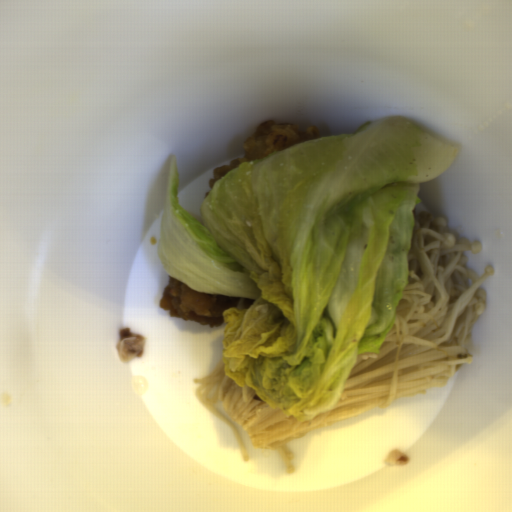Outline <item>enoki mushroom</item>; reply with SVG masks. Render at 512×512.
Returning <instances> with one entry per match:
<instances>
[{
    "label": "enoki mushroom",
    "mask_w": 512,
    "mask_h": 512,
    "mask_svg": "<svg viewBox=\"0 0 512 512\" xmlns=\"http://www.w3.org/2000/svg\"><path fill=\"white\" fill-rule=\"evenodd\" d=\"M482 240L457 237L443 218L413 213L407 285L395 318L376 353L356 356L352 372L332 407L298 421L269 406L227 376L224 359L202 378L197 398L234 434L245 464L250 460L237 423L256 448L283 455L293 474L292 443L316 429L433 391L460 367L472 365L470 332L485 311L483 282L495 270L477 273L465 266V253H480Z\"/></svg>",
    "instance_id": "cea9216a"
}]
</instances>
